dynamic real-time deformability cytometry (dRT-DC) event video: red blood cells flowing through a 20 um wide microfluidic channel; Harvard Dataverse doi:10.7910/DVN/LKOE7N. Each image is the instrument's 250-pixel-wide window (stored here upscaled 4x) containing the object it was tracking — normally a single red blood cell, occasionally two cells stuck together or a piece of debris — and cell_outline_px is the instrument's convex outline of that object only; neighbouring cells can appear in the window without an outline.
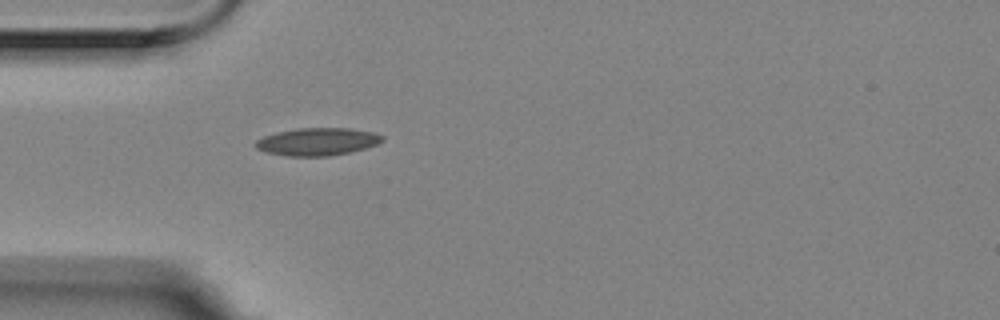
{"species": "Egyptian fruit bat (a non-hibernating species)", "species_latin": "Rousettus aegyptiacus", "temperature_condition": "room temperature", "stored_images_in_passage": 4, "camera_frame_rate_fps": 3000, "um_per_image_px": 0.085, "animal": {"sex": "female"}, "frame": {"image": 1, "passage_image": 4, "time_ms": 1.0, "image_size_px": [1000, 320], "cell_outline_px": [[384, 140], [376, 144], [364, 148], [348, 152], [328, 156], [288, 156], [268, 152], [256, 148], [256, 140], [264, 136], [276, 132], [296, 128], [348, 128], [372, 132], [384, 136]], "centroid_in_image_um": [26.97, 12.03], "position_along_channel_um": 58.0, "area_um2": 20.17}}